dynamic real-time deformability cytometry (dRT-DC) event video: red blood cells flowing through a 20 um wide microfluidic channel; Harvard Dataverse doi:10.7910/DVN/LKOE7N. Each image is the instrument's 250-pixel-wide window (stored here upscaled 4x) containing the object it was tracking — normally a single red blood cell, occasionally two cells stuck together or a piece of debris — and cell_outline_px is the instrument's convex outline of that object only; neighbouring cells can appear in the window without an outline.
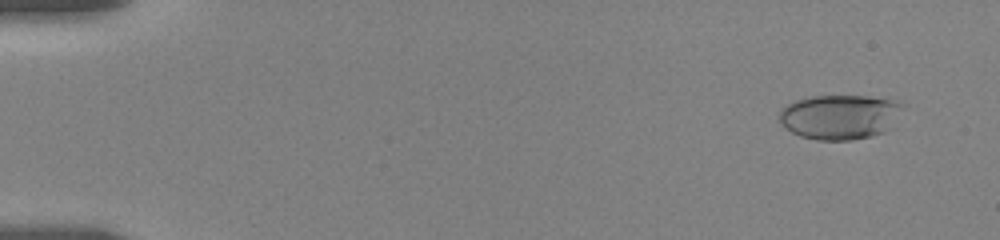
{"species": "human", "species_latin": "Homo sapiens", "temperature_condition": "room temperature", "stored_images_in_passage": 43, "camera_frame_rate_fps": 3000, "um_per_image_px": 0.085, "donor": {"sex": "female"}, "frame": {"image": 1, "passage_image": 4, "time_ms": 1.0, "image_size_px": [1000, 240], "cell_outline_px": [[908, 104], [884, 132], [872, 136], [852, 140], [816, 140], [800, 136], [792, 132], [780, 124], [776, 116], [780, 108], [796, 100], [812, 96], [888, 96]], "centroid_in_image_um": [71.4, 9.91], "position_along_channel_um": 13.6, "area_um2": 32.95}}
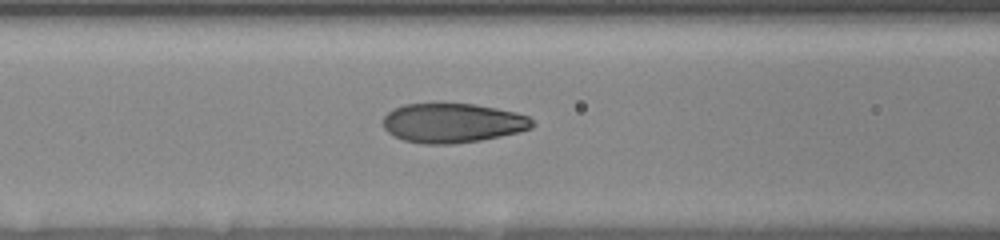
{"frame": {"image": 2, "passage_image": 28, "time_ms": 8.0, "image_size_px": [1000, 240], "cell_outline_px": [[536, 124], [532, 128], [520, 132], [480, 140], [452, 144], [424, 144], [404, 140], [388, 132], [384, 128], [384, 116], [392, 108], [404, 104], [476, 104], [516, 112], [528, 116]], "centroid_in_image_um": [38.49, 10.45], "position_along_channel_um": 128.1, "area_um2": 34.28}}
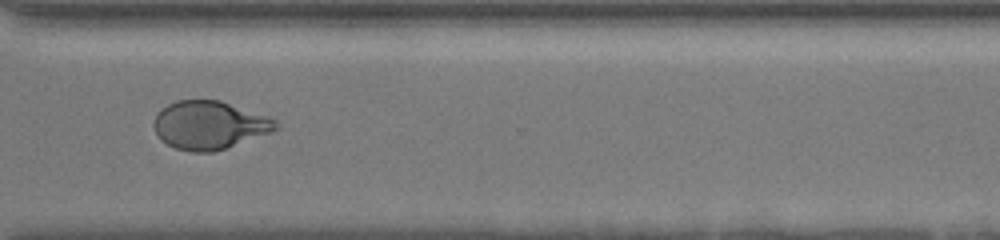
{"frame": {"image": 3, "passage_image": 42, "time_ms": 14.333, "image_size_px": [1000, 240], "cell_outline_px": [[280, 128], [272, 132], [212, 152], [192, 152], [176, 148], [160, 140], [152, 124], [156, 116], [168, 104], [176, 100], [220, 100], [268, 116], [276, 120]], "centroid_in_image_um": [17.81, 10.63], "position_along_channel_um": 352.8, "area_um2": 34.1}}